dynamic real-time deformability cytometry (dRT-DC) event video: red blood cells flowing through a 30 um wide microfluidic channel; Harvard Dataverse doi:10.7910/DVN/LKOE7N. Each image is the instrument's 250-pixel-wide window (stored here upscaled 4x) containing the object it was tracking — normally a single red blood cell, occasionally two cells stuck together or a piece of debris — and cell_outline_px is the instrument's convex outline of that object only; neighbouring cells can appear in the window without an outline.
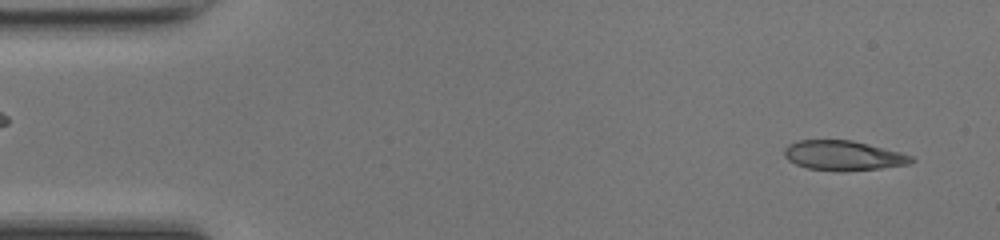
{"species": "common noctule bat (a hibernating species)", "species_latin": "Nyctalus noctula", "temperature_condition": "room temperature", "stored_images_in_passage": 47, "camera_frame_rate_fps": 3000, "um_per_image_px": 0.085, "animal": {"sex": "female", "body_mass_g": 17.0, "forearm_length_mm": 48.0}, "frame": {"image": 1, "passage_image": 2, "time_ms": 0.333, "image_size_px": [1000, 240], "cell_outline_px": [[916, 160], [908, 164], [880, 168], [808, 168], [796, 164], [788, 160], [784, 156], [784, 148], [788, 144], [796, 140], [852, 140], [900, 152], [912, 156]], "centroid_in_image_um": [71.65, 13.16], "position_along_channel_um": 13.3, "area_um2": 21.04}}
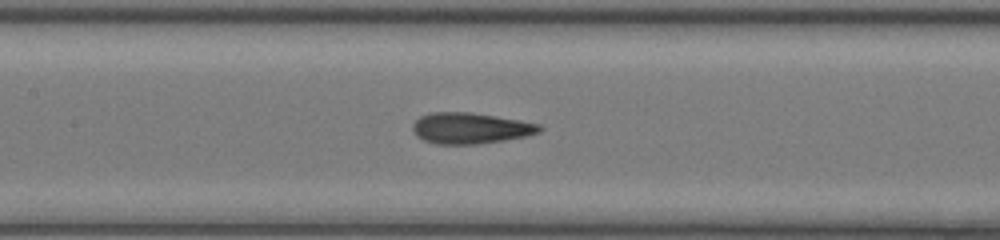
{"frame": {"image": 2, "passage_image": 21, "time_ms": 6.667, "image_size_px": [1000, 240], "cell_outline_px": [[544, 128], [540, 132], [528, 136], [504, 140], [476, 144], [436, 144], [424, 140], [416, 136], [412, 128], [412, 124], [420, 116], [432, 112], [468, 112], [520, 120], [540, 124]], "centroid_in_image_um": [39.99, 10.9], "position_along_channel_um": 167.4, "area_um2": 22.95}}
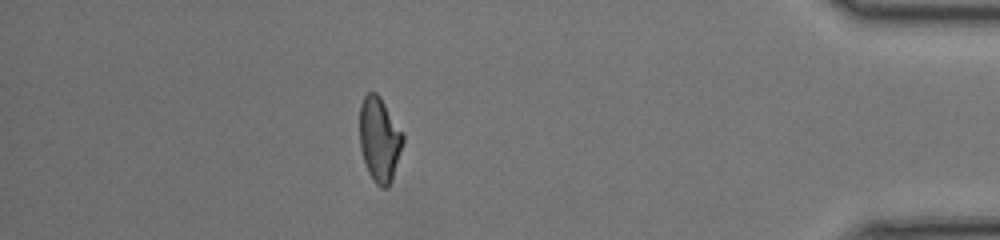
{"frame": {"image": 3, "passage_image": 41, "time_ms": 13.333, "image_size_px": [1000, 240], "cell_outline_px": [[404, 140], [392, 180], [384, 188], [380, 188], [372, 180], [368, 172], [360, 148], [360, 104], [364, 96], [368, 92], [376, 92], [380, 96], [404, 132]], "centroid_in_image_um": [32.26, 11.83], "position_along_channel_um": 402.9, "area_um2": 21.5}, "authors_computed_cell_mechanics": {"area_um2": 22.253, "velocity_mm_per_s": 4.2715, "shape_relaxation_time_tau1_ms": 6.3919, "shape_relaxation_time_tau2_ms": 1.3307, "deformation_change_tau1": 0.2083, "deformation_change_tau2": 0.0733}}